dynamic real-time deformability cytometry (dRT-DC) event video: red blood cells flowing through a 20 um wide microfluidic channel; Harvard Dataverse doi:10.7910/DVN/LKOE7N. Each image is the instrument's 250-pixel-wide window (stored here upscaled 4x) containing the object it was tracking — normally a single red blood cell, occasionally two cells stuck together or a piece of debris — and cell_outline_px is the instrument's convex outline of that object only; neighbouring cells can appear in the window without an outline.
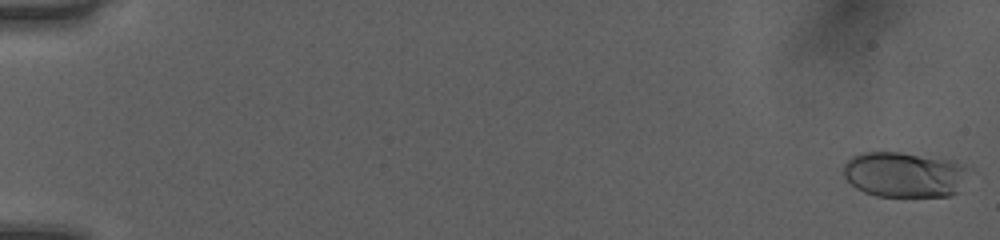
{"species": "human", "species_latin": "Homo sapiens", "temperature_condition": "room temperature", "stored_images_in_passage": 52, "camera_frame_rate_fps": 3000, "um_per_image_px": 0.085, "donor": {"sex": "female"}, "frame": {"image": 1, "passage_image": 1, "time_ms": 0.0, "image_size_px": [1000, 240], "cell_outline_px": [[964, 168], [960, 192], [952, 196], [876, 196], [864, 192], [856, 188], [844, 176], [844, 164], [852, 156], [864, 152], [900, 152], [952, 160], [964, 164]], "centroid_in_image_um": [76.83, 14.84], "position_along_channel_um": 8.2, "area_um2": 32.83}}
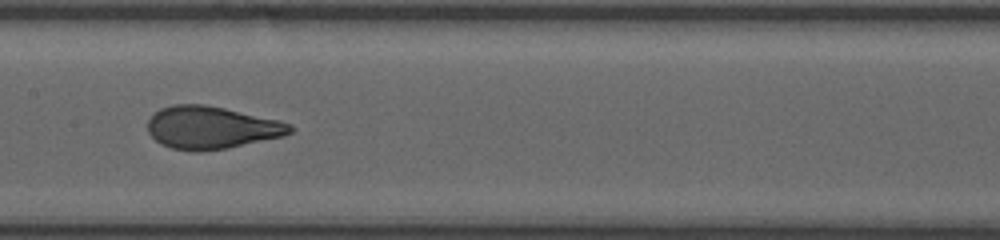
{"frame": {"image": 2, "passage_image": 28, "time_ms": 9.0, "image_size_px": [1000, 240], "cell_outline_px": [[296, 128], [292, 132], [284, 136], [228, 148], [200, 152], [192, 152], [172, 148], [160, 144], [148, 132], [148, 120], [160, 108], [172, 104], [204, 104], [224, 108], [280, 120], [292, 124]], "centroid_in_image_um": [17.99, 10.85], "position_along_channel_um": 189.4, "area_um2": 35.6}}
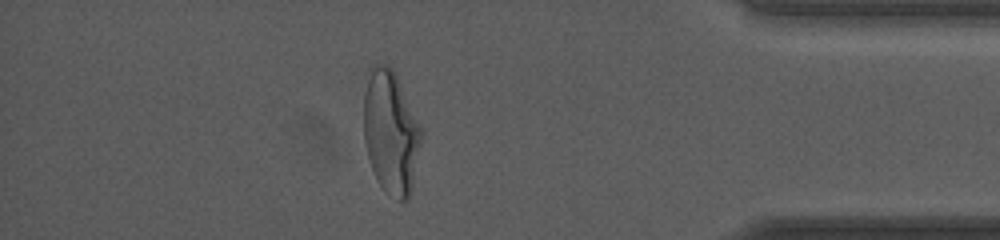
{"frame": {"image": 3, "passage_image": 46, "time_ms": 15.0, "image_size_px": [1000, 240], "cell_outline_px": [[420, 140], [412, 188], [408, 200], [400, 200], [384, 192], [376, 180], [364, 144], [364, 92], [372, 64], [388, 64], [392, 68], [396, 76], [420, 128]], "centroid_in_image_um": [33.17, 11.27], "position_along_channel_um": 402.0, "area_um2": 40.52}, "authors_computed_cell_mechanics": {"area_um2": 35.0846, "velocity_mm_per_s": 4.0559, "shape_relaxation_time_tau1_ms": 3.9362, "shape_relaxation_time_tau2_ms": null, "deformation_change_tau1": 0.1924, "deformation_change_tau2": null}}